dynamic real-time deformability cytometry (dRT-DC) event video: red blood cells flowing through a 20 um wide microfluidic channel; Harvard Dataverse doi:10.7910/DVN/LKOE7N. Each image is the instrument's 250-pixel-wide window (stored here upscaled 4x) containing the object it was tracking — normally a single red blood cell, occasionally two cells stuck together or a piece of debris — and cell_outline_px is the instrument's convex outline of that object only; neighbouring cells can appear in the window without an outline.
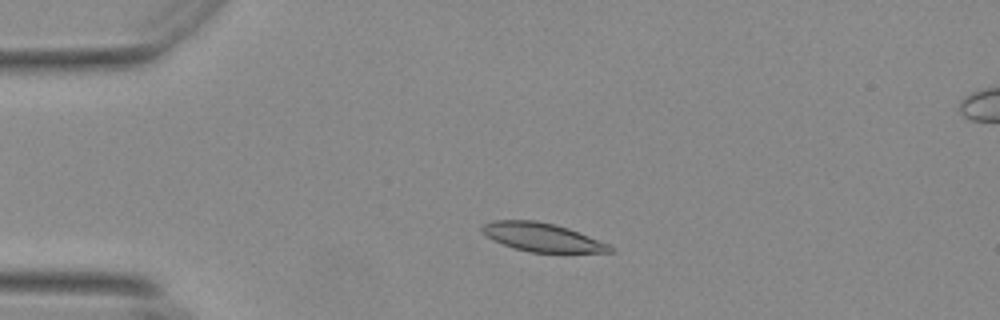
{"species": "Egyptian fruit bat (a non-hibernating species)", "species_latin": "Rousettus aegyptiacus", "temperature_condition": "warm", "stored_images_in_passage": 54, "camera_frame_rate_fps": 3000, "um_per_image_px": 0.085, "animal": {"sex": "female"}, "frame": {"image": 1, "passage_image": 11, "time_ms": 3.333, "image_size_px": [1000, 320], "cell_outline_px": [[616, 248], [612, 252], [528, 252], [492, 240], [480, 228], [484, 224], [496, 220], [536, 220], [568, 228], [608, 244]], "centroid_in_image_um": [46.09, 20.16], "position_along_channel_um": 38.9, "area_um2": 20.87}}
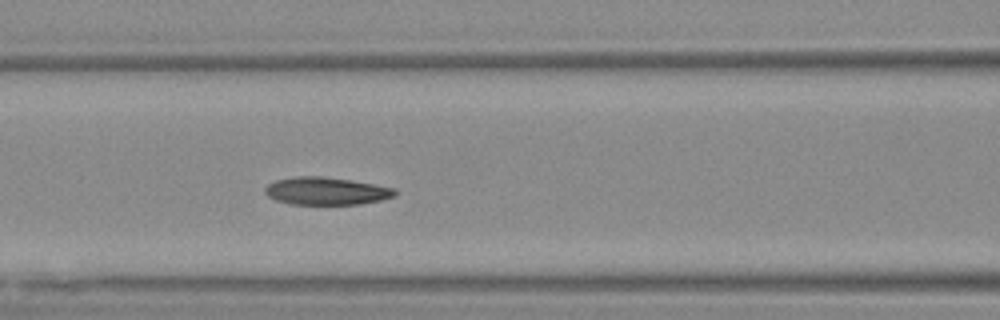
{"frame": {"image": 2, "passage_image": 22, "time_ms": 7.0, "image_size_px": [1000, 320], "cell_outline_px": [[396, 196], [380, 200], [360, 204], [292, 204], [276, 200], [268, 196], [264, 192], [264, 188], [268, 184], [276, 180], [296, 176], [320, 176], [352, 180], [392, 188], [396, 192]], "centroid_in_image_um": [27.69, 16.23], "position_along_channel_um": 138.9, "area_um2": 20.75}}
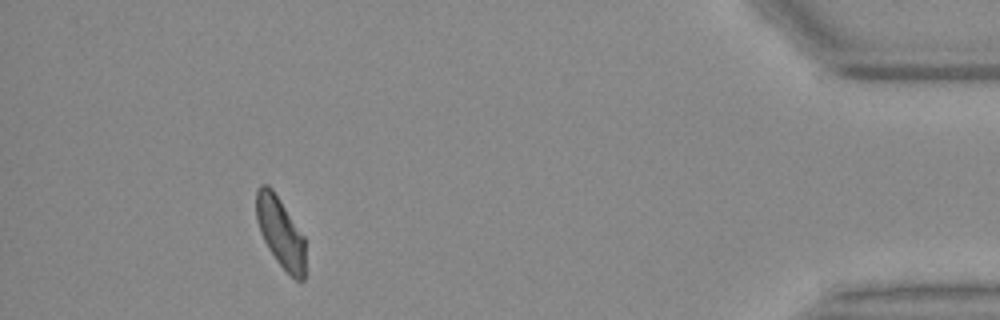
{"frame": {"image": 3, "passage_image": 49, "time_ms": 16.0, "image_size_px": [1000, 320], "cell_outline_px": [[304, 280], [296, 280], [276, 260], [268, 248], [260, 232], [256, 216], [256, 192], [260, 184], [268, 184], [272, 188], [304, 236]], "centroid_in_image_um": [23.82, 19.71], "position_along_channel_um": 411.4, "area_um2": 19.77}, "authors_computed_cell_mechanics": {"area_um2": 21.1259, "velocity_mm_per_s": 3.6862, "shape_relaxation_time_tau1_ms": 6.4999, "shape_relaxation_time_tau2_ms": 4.121, "deformation_change_tau1": 0.1451, "deformation_change_tau2": 0.0994}}